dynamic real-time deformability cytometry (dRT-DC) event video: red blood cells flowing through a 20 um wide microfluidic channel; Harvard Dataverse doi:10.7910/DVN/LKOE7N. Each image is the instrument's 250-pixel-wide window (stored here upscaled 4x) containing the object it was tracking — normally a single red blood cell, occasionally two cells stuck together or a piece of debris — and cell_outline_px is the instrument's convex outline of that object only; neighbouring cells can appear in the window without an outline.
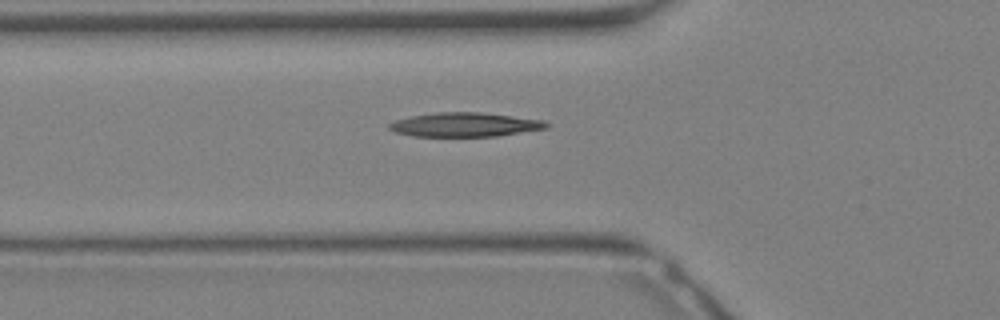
{"species": "Egyptian fruit bat (a non-hibernating species)", "species_latin": "Rousettus aegyptiacus", "temperature_condition": "warm", "stored_images_in_passage": 33, "camera_frame_rate_fps": 3000, "um_per_image_px": 0.085, "animal": {"sex": "female"}, "frame": {"image": 1, "passage_image": 12, "time_ms": 3.667, "image_size_px": [1000, 320], "cell_outline_px": [[548, 128], [496, 136], [412, 136], [396, 132], [388, 128], [388, 124], [396, 120], [408, 116], [436, 112], [480, 112], [544, 120], [548, 124]], "centroid_in_image_um": [39.48, 10.59], "position_along_channel_um": 86.3, "area_um2": 22.02}}
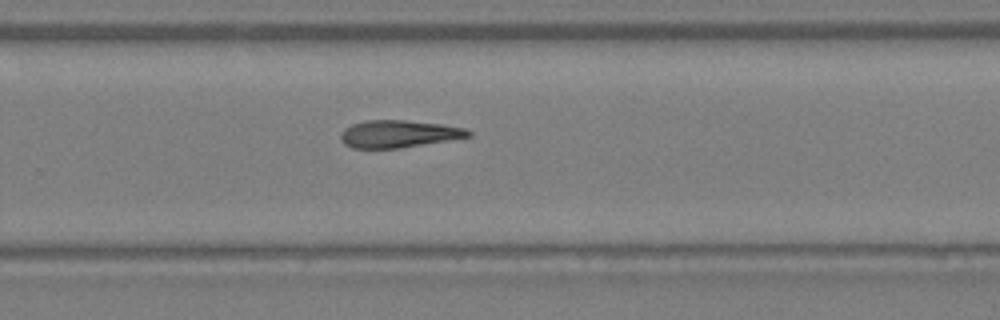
{"frame": {"image": 2, "passage_image": 22, "time_ms": 7.0, "image_size_px": [1000, 320], "cell_outline_px": [[472, 136], [400, 148], [352, 148], [344, 144], [340, 140], [340, 132], [344, 128], [352, 124], [368, 120], [404, 120], [440, 124], [464, 128], [472, 132]], "centroid_in_image_um": [33.84, 11.38], "position_along_channel_um": 296.0, "area_um2": 20.29}}
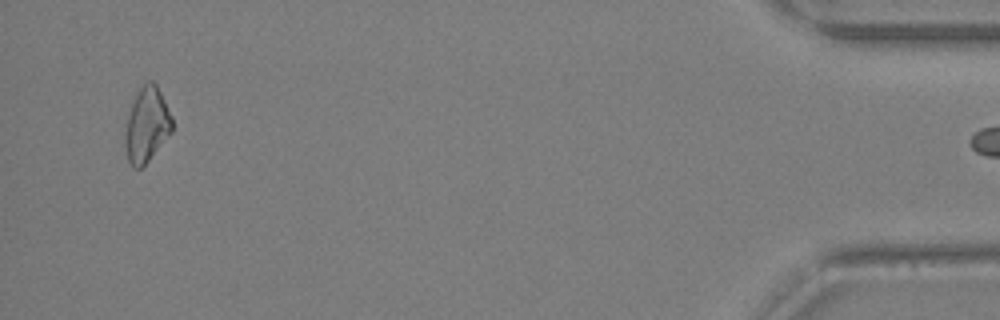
{"frame": {"image": 3, "passage_image": 32, "time_ms": 10.333, "image_size_px": [1000, 320], "cell_outline_px": [[172, 132], [148, 160], [140, 168], [132, 168], [128, 160], [124, 144], [124, 136], [132, 96], [148, 80], [152, 80], [156, 84], [172, 116]], "centroid_in_image_um": [12.45, 10.59], "position_along_channel_um": 422.8, "area_um2": 20.52}}